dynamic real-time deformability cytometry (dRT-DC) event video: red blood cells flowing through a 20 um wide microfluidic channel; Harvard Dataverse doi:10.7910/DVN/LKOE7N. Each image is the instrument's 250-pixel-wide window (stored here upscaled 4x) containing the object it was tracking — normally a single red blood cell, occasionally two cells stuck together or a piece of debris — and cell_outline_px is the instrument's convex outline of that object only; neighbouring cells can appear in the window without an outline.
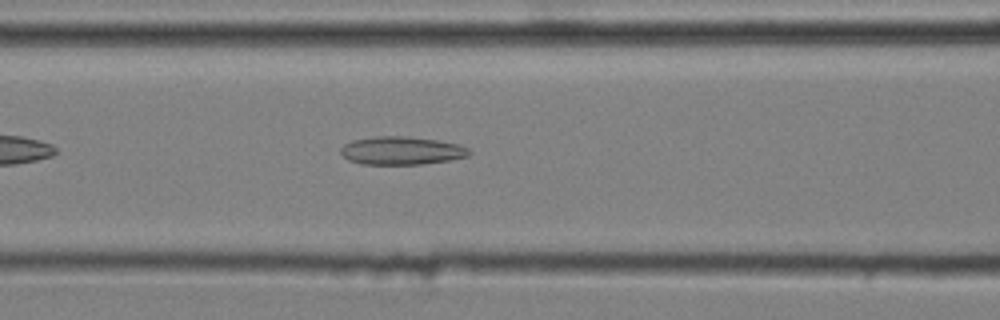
{"species": "common noctule bat (a hibernating species)", "species_latin": "Nyctalus noctula", "temperature_condition": "cold", "stored_images_in_passage": 39, "camera_frame_rate_fps": 3000, "um_per_image_px": 0.085, "animal": {"sex": "male", "body_mass_g": 20.4}, "frame": {"image": 1, "passage_image": 10, "time_ms": 3.0, "image_size_px": [1000, 320], "cell_outline_px": [[464, 156], [444, 160], [416, 164], [368, 164], [352, 160], [344, 156], [344, 152], [348, 144], [360, 140], [432, 140], [452, 144], [464, 148]], "centroid_in_image_um": [34.13, 12.89], "position_along_channel_um": 132.5, "area_um2": 17.74}}
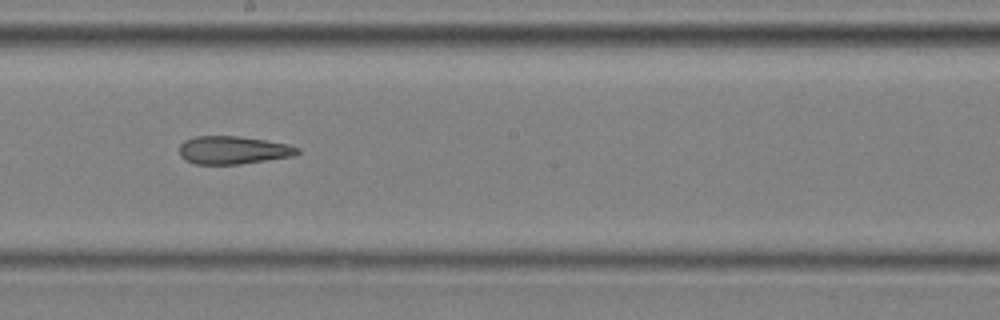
{"frame": {"image": 2, "passage_image": 18, "time_ms": 5.667, "image_size_px": [1000, 320], "cell_outline_px": [[300, 152], [288, 156], [236, 164], [196, 164], [188, 160], [180, 152], [180, 148], [188, 140], [200, 136], [232, 136], [260, 140], [284, 144], [296, 148]], "centroid_in_image_um": [19.77, 12.76], "position_along_channel_um": 228.4, "area_um2": 17.98}}
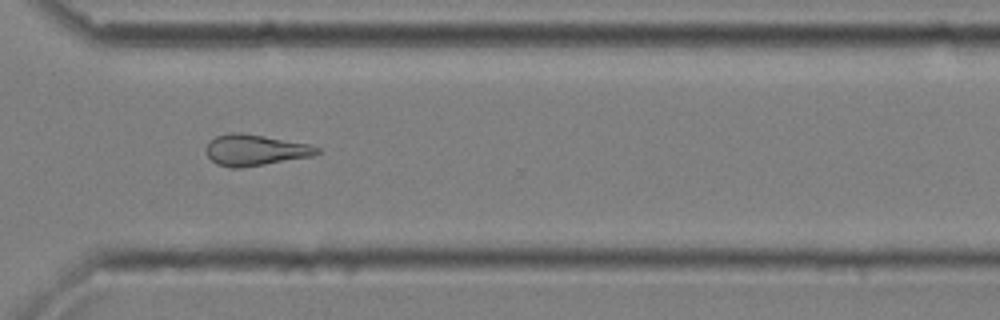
{"frame": {"image": 3, "passage_image": 28, "time_ms": 9.0, "image_size_px": [1000, 320], "cell_outline_px": [[320, 152], [304, 156], [260, 164], [220, 164], [212, 160], [208, 156], [208, 144], [212, 140], [220, 136], [260, 136], [304, 144], [316, 148]], "centroid_in_image_um": [21.68, 12.75], "position_along_channel_um": 348.9, "area_um2": 17.11}, "authors_computed_cell_mechanics": {"area_um2": 18.0914, "velocity_mm_per_s": 3.6011, "shape_relaxation_time_tau1_ms": null, "shape_relaxation_time_tau2_ms": 5.5629, "deformation_change_tau1": null, "deformation_change_tau2": 0.1768}}